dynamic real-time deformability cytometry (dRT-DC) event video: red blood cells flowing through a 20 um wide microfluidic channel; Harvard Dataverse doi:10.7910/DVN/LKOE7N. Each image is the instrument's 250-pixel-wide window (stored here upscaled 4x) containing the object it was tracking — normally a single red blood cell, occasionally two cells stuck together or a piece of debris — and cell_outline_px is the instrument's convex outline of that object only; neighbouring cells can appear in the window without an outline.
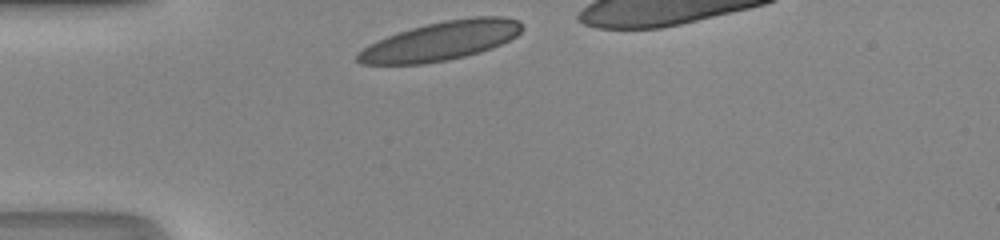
{"species": "human", "species_latin": "Homo sapiens", "temperature_condition": "room temperature", "stored_images_in_passage": 27, "camera_frame_rate_fps": 3000, "um_per_image_px": 0.085, "donor": {"sex": "male"}, "frame": {"image": 1, "passage_image": 1, "time_ms": 0.0, "image_size_px": [1000, 240], "cell_outline_px": [[524, 28], [516, 36], [492, 48], [464, 56], [448, 60], [424, 64], [360, 64], [356, 60], [356, 52], [368, 44], [376, 40], [412, 28], [444, 20], [472, 16], [504, 16], [520, 20]], "centroid_in_image_um": [37.47, 3.47], "position_along_channel_um": 47.5, "area_um2": 37.4}}
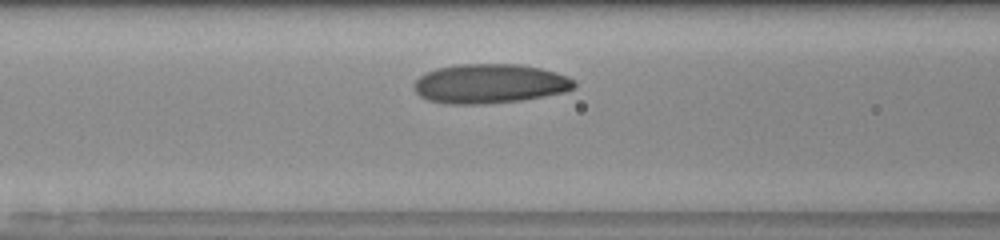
{"frame": {"image": 2, "passage_image": 8, "time_ms": 2.333, "image_size_px": [1000, 240], "cell_outline_px": [[576, 88], [564, 92], [544, 96], [520, 100], [484, 104], [444, 104], [428, 100], [420, 96], [416, 92], [412, 84], [424, 72], [436, 68], [460, 64], [520, 64], [540, 68], [556, 72], [568, 76], [576, 80]], "centroid_in_image_um": [41.63, 7.11], "position_along_channel_um": 125.0, "area_um2": 37.11}}
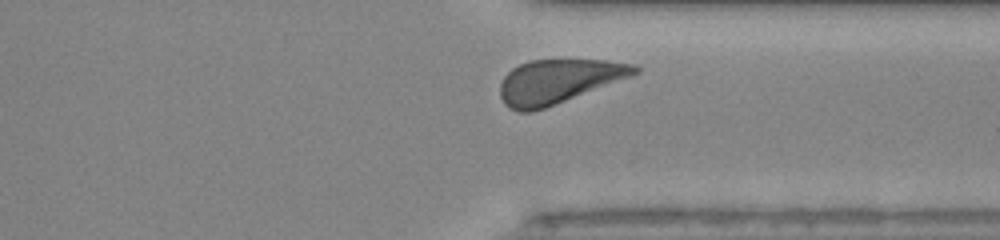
{"frame": {"image": 3, "passage_image": 25, "time_ms": 8.0, "image_size_px": [1000, 240], "cell_outline_px": [[640, 72], [632, 76], [544, 108], [532, 112], [520, 112], [508, 108], [504, 104], [500, 96], [500, 84], [504, 76], [512, 68], [528, 60], [604, 60], [636, 64], [640, 68]], "centroid_in_image_um": [47.45, 6.91], "position_along_channel_um": 363.9, "area_um2": 34.45}, "authors_computed_cell_mechanics": {"area_um2": 35.6626, "velocity_mm_per_s": 4.2121, "shape_relaxation_time_tau1_ms": 2.0447, "shape_relaxation_time_tau2_ms": null, "deformation_change_tau1": 0.1001, "deformation_change_tau2": null}}